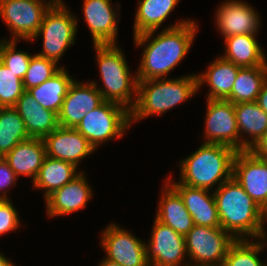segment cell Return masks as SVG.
<instances>
[{
  "instance_id": "cell-37",
  "label": "cell",
  "mask_w": 267,
  "mask_h": 266,
  "mask_svg": "<svg viewBox=\"0 0 267 266\" xmlns=\"http://www.w3.org/2000/svg\"><path fill=\"white\" fill-rule=\"evenodd\" d=\"M256 102L258 103L259 107L267 113V79L264 81L262 89L258 94Z\"/></svg>"
},
{
  "instance_id": "cell-8",
  "label": "cell",
  "mask_w": 267,
  "mask_h": 266,
  "mask_svg": "<svg viewBox=\"0 0 267 266\" xmlns=\"http://www.w3.org/2000/svg\"><path fill=\"white\" fill-rule=\"evenodd\" d=\"M236 239L221 227L194 225L185 235L186 253L191 266H222L229 247Z\"/></svg>"
},
{
  "instance_id": "cell-3",
  "label": "cell",
  "mask_w": 267,
  "mask_h": 266,
  "mask_svg": "<svg viewBox=\"0 0 267 266\" xmlns=\"http://www.w3.org/2000/svg\"><path fill=\"white\" fill-rule=\"evenodd\" d=\"M236 150L231 147L203 143L197 151L180 162V182L182 184L210 190L229 180L233 173Z\"/></svg>"
},
{
  "instance_id": "cell-2",
  "label": "cell",
  "mask_w": 267,
  "mask_h": 266,
  "mask_svg": "<svg viewBox=\"0 0 267 266\" xmlns=\"http://www.w3.org/2000/svg\"><path fill=\"white\" fill-rule=\"evenodd\" d=\"M213 191L221 228L236 240L247 237L266 241L262 208L231 177ZM247 235V237L243 236Z\"/></svg>"
},
{
  "instance_id": "cell-36",
  "label": "cell",
  "mask_w": 267,
  "mask_h": 266,
  "mask_svg": "<svg viewBox=\"0 0 267 266\" xmlns=\"http://www.w3.org/2000/svg\"><path fill=\"white\" fill-rule=\"evenodd\" d=\"M16 178L18 177L10 168L8 162L4 158L0 157V191L12 186V184H16ZM6 194L7 191H3V193L0 194V199H8Z\"/></svg>"
},
{
  "instance_id": "cell-43",
  "label": "cell",
  "mask_w": 267,
  "mask_h": 266,
  "mask_svg": "<svg viewBox=\"0 0 267 266\" xmlns=\"http://www.w3.org/2000/svg\"><path fill=\"white\" fill-rule=\"evenodd\" d=\"M191 264H190V262H188L186 265H184V266H190Z\"/></svg>"
},
{
  "instance_id": "cell-23",
  "label": "cell",
  "mask_w": 267,
  "mask_h": 266,
  "mask_svg": "<svg viewBox=\"0 0 267 266\" xmlns=\"http://www.w3.org/2000/svg\"><path fill=\"white\" fill-rule=\"evenodd\" d=\"M234 108L239 132V151H246L253 147L267 131V113L256 101L234 104ZM244 132L252 139H243L241 134Z\"/></svg>"
},
{
  "instance_id": "cell-1",
  "label": "cell",
  "mask_w": 267,
  "mask_h": 266,
  "mask_svg": "<svg viewBox=\"0 0 267 266\" xmlns=\"http://www.w3.org/2000/svg\"><path fill=\"white\" fill-rule=\"evenodd\" d=\"M197 25L192 20L180 21L155 36L150 31L134 36L137 46L144 47L141 65L136 72L138 81L163 79L186 56L194 40ZM150 41V42H149Z\"/></svg>"
},
{
  "instance_id": "cell-41",
  "label": "cell",
  "mask_w": 267,
  "mask_h": 266,
  "mask_svg": "<svg viewBox=\"0 0 267 266\" xmlns=\"http://www.w3.org/2000/svg\"><path fill=\"white\" fill-rule=\"evenodd\" d=\"M99 266H121V265L104 258V260L100 263Z\"/></svg>"
},
{
  "instance_id": "cell-38",
  "label": "cell",
  "mask_w": 267,
  "mask_h": 266,
  "mask_svg": "<svg viewBox=\"0 0 267 266\" xmlns=\"http://www.w3.org/2000/svg\"><path fill=\"white\" fill-rule=\"evenodd\" d=\"M251 152H267V131L259 141L249 149Z\"/></svg>"
},
{
  "instance_id": "cell-18",
  "label": "cell",
  "mask_w": 267,
  "mask_h": 266,
  "mask_svg": "<svg viewBox=\"0 0 267 266\" xmlns=\"http://www.w3.org/2000/svg\"><path fill=\"white\" fill-rule=\"evenodd\" d=\"M116 10L111 0H84L83 14L94 45L116 44L119 16Z\"/></svg>"
},
{
  "instance_id": "cell-19",
  "label": "cell",
  "mask_w": 267,
  "mask_h": 266,
  "mask_svg": "<svg viewBox=\"0 0 267 266\" xmlns=\"http://www.w3.org/2000/svg\"><path fill=\"white\" fill-rule=\"evenodd\" d=\"M92 198V189L81 172L72 181L54 191L46 200L49 217H58L81 210Z\"/></svg>"
},
{
  "instance_id": "cell-15",
  "label": "cell",
  "mask_w": 267,
  "mask_h": 266,
  "mask_svg": "<svg viewBox=\"0 0 267 266\" xmlns=\"http://www.w3.org/2000/svg\"><path fill=\"white\" fill-rule=\"evenodd\" d=\"M48 157L72 163L78 167L80 159L95 151L89 141L75 128L58 126L43 138Z\"/></svg>"
},
{
  "instance_id": "cell-28",
  "label": "cell",
  "mask_w": 267,
  "mask_h": 266,
  "mask_svg": "<svg viewBox=\"0 0 267 266\" xmlns=\"http://www.w3.org/2000/svg\"><path fill=\"white\" fill-rule=\"evenodd\" d=\"M266 79L267 66L240 68L231 94L225 100L233 104L255 102Z\"/></svg>"
},
{
  "instance_id": "cell-39",
  "label": "cell",
  "mask_w": 267,
  "mask_h": 266,
  "mask_svg": "<svg viewBox=\"0 0 267 266\" xmlns=\"http://www.w3.org/2000/svg\"><path fill=\"white\" fill-rule=\"evenodd\" d=\"M255 156L259 157L260 160L267 166V152H252Z\"/></svg>"
},
{
  "instance_id": "cell-4",
  "label": "cell",
  "mask_w": 267,
  "mask_h": 266,
  "mask_svg": "<svg viewBox=\"0 0 267 266\" xmlns=\"http://www.w3.org/2000/svg\"><path fill=\"white\" fill-rule=\"evenodd\" d=\"M196 75L175 79H150L138 81L137 100L130 111V122L172 109L186 101L198 90Z\"/></svg>"
},
{
  "instance_id": "cell-25",
  "label": "cell",
  "mask_w": 267,
  "mask_h": 266,
  "mask_svg": "<svg viewBox=\"0 0 267 266\" xmlns=\"http://www.w3.org/2000/svg\"><path fill=\"white\" fill-rule=\"evenodd\" d=\"M241 67L233 62L218 57L208 67L205 73L197 76L198 88L203 83L210 85L207 99L225 100L232 91L237 73Z\"/></svg>"
},
{
  "instance_id": "cell-35",
  "label": "cell",
  "mask_w": 267,
  "mask_h": 266,
  "mask_svg": "<svg viewBox=\"0 0 267 266\" xmlns=\"http://www.w3.org/2000/svg\"><path fill=\"white\" fill-rule=\"evenodd\" d=\"M13 203L8 199H0V236L19 227L20 220Z\"/></svg>"
},
{
  "instance_id": "cell-5",
  "label": "cell",
  "mask_w": 267,
  "mask_h": 266,
  "mask_svg": "<svg viewBox=\"0 0 267 266\" xmlns=\"http://www.w3.org/2000/svg\"><path fill=\"white\" fill-rule=\"evenodd\" d=\"M117 46L118 44L94 45L104 87L97 89L104 101L120 104L131 111L137 100L138 79L136 75L132 78L128 62Z\"/></svg>"
},
{
  "instance_id": "cell-42",
  "label": "cell",
  "mask_w": 267,
  "mask_h": 266,
  "mask_svg": "<svg viewBox=\"0 0 267 266\" xmlns=\"http://www.w3.org/2000/svg\"><path fill=\"white\" fill-rule=\"evenodd\" d=\"M262 216L265 220V222L267 221V203L265 204V206L262 208Z\"/></svg>"
},
{
  "instance_id": "cell-20",
  "label": "cell",
  "mask_w": 267,
  "mask_h": 266,
  "mask_svg": "<svg viewBox=\"0 0 267 266\" xmlns=\"http://www.w3.org/2000/svg\"><path fill=\"white\" fill-rule=\"evenodd\" d=\"M14 108L23 119L32 138L43 139L59 126L58 115L43 108L27 90L18 99Z\"/></svg>"
},
{
  "instance_id": "cell-9",
  "label": "cell",
  "mask_w": 267,
  "mask_h": 266,
  "mask_svg": "<svg viewBox=\"0 0 267 266\" xmlns=\"http://www.w3.org/2000/svg\"><path fill=\"white\" fill-rule=\"evenodd\" d=\"M62 0H0V16L12 32V40H32L38 33L44 15Z\"/></svg>"
},
{
  "instance_id": "cell-33",
  "label": "cell",
  "mask_w": 267,
  "mask_h": 266,
  "mask_svg": "<svg viewBox=\"0 0 267 266\" xmlns=\"http://www.w3.org/2000/svg\"><path fill=\"white\" fill-rule=\"evenodd\" d=\"M25 91L23 81L0 61V107H14Z\"/></svg>"
},
{
  "instance_id": "cell-32",
  "label": "cell",
  "mask_w": 267,
  "mask_h": 266,
  "mask_svg": "<svg viewBox=\"0 0 267 266\" xmlns=\"http://www.w3.org/2000/svg\"><path fill=\"white\" fill-rule=\"evenodd\" d=\"M61 68L53 60L46 59L37 54L33 55L28 70L22 80L25 90L42 84L54 76Z\"/></svg>"
},
{
  "instance_id": "cell-26",
  "label": "cell",
  "mask_w": 267,
  "mask_h": 266,
  "mask_svg": "<svg viewBox=\"0 0 267 266\" xmlns=\"http://www.w3.org/2000/svg\"><path fill=\"white\" fill-rule=\"evenodd\" d=\"M80 173L72 163L46 156L33 185L45 190V199L57 189L72 181Z\"/></svg>"
},
{
  "instance_id": "cell-31",
  "label": "cell",
  "mask_w": 267,
  "mask_h": 266,
  "mask_svg": "<svg viewBox=\"0 0 267 266\" xmlns=\"http://www.w3.org/2000/svg\"><path fill=\"white\" fill-rule=\"evenodd\" d=\"M264 241L253 242L249 239L236 240L228 249L222 266H265L258 257Z\"/></svg>"
},
{
  "instance_id": "cell-29",
  "label": "cell",
  "mask_w": 267,
  "mask_h": 266,
  "mask_svg": "<svg viewBox=\"0 0 267 266\" xmlns=\"http://www.w3.org/2000/svg\"><path fill=\"white\" fill-rule=\"evenodd\" d=\"M180 0H140L135 14L134 36L157 31Z\"/></svg>"
},
{
  "instance_id": "cell-13",
  "label": "cell",
  "mask_w": 267,
  "mask_h": 266,
  "mask_svg": "<svg viewBox=\"0 0 267 266\" xmlns=\"http://www.w3.org/2000/svg\"><path fill=\"white\" fill-rule=\"evenodd\" d=\"M104 99L95 82L73 81L64 97L58 114V124L64 128H75L85 114L99 107Z\"/></svg>"
},
{
  "instance_id": "cell-16",
  "label": "cell",
  "mask_w": 267,
  "mask_h": 266,
  "mask_svg": "<svg viewBox=\"0 0 267 266\" xmlns=\"http://www.w3.org/2000/svg\"><path fill=\"white\" fill-rule=\"evenodd\" d=\"M258 13L243 1L221 3L216 13L217 27L224 38L232 35H255L260 26Z\"/></svg>"
},
{
  "instance_id": "cell-14",
  "label": "cell",
  "mask_w": 267,
  "mask_h": 266,
  "mask_svg": "<svg viewBox=\"0 0 267 266\" xmlns=\"http://www.w3.org/2000/svg\"><path fill=\"white\" fill-rule=\"evenodd\" d=\"M232 177L263 208L267 203V166L250 150L238 151L233 160Z\"/></svg>"
},
{
  "instance_id": "cell-6",
  "label": "cell",
  "mask_w": 267,
  "mask_h": 266,
  "mask_svg": "<svg viewBox=\"0 0 267 266\" xmlns=\"http://www.w3.org/2000/svg\"><path fill=\"white\" fill-rule=\"evenodd\" d=\"M130 126L129 110L120 104L104 101L86 113L75 129L96 149L103 142L123 137Z\"/></svg>"
},
{
  "instance_id": "cell-7",
  "label": "cell",
  "mask_w": 267,
  "mask_h": 266,
  "mask_svg": "<svg viewBox=\"0 0 267 266\" xmlns=\"http://www.w3.org/2000/svg\"><path fill=\"white\" fill-rule=\"evenodd\" d=\"M76 19L63 2L50 7L44 15L38 33L32 39L33 41L40 35L43 37V50L37 55L53 60L58 64L66 49L75 44Z\"/></svg>"
},
{
  "instance_id": "cell-30",
  "label": "cell",
  "mask_w": 267,
  "mask_h": 266,
  "mask_svg": "<svg viewBox=\"0 0 267 266\" xmlns=\"http://www.w3.org/2000/svg\"><path fill=\"white\" fill-rule=\"evenodd\" d=\"M29 138L18 111L14 107H0V157L4 158L17 144Z\"/></svg>"
},
{
  "instance_id": "cell-10",
  "label": "cell",
  "mask_w": 267,
  "mask_h": 266,
  "mask_svg": "<svg viewBox=\"0 0 267 266\" xmlns=\"http://www.w3.org/2000/svg\"><path fill=\"white\" fill-rule=\"evenodd\" d=\"M101 245L106 259L121 266H150L146 243L116 224H110L102 233Z\"/></svg>"
},
{
  "instance_id": "cell-34",
  "label": "cell",
  "mask_w": 267,
  "mask_h": 266,
  "mask_svg": "<svg viewBox=\"0 0 267 266\" xmlns=\"http://www.w3.org/2000/svg\"><path fill=\"white\" fill-rule=\"evenodd\" d=\"M17 41L3 40L0 49V61L23 80L31 60L32 55L28 52L17 51L15 48Z\"/></svg>"
},
{
  "instance_id": "cell-27",
  "label": "cell",
  "mask_w": 267,
  "mask_h": 266,
  "mask_svg": "<svg viewBox=\"0 0 267 266\" xmlns=\"http://www.w3.org/2000/svg\"><path fill=\"white\" fill-rule=\"evenodd\" d=\"M74 81L63 67L42 84L27 91L43 107L59 114L68 88Z\"/></svg>"
},
{
  "instance_id": "cell-11",
  "label": "cell",
  "mask_w": 267,
  "mask_h": 266,
  "mask_svg": "<svg viewBox=\"0 0 267 266\" xmlns=\"http://www.w3.org/2000/svg\"><path fill=\"white\" fill-rule=\"evenodd\" d=\"M205 139L203 143L221 144L239 151L234 104L228 100L207 99Z\"/></svg>"
},
{
  "instance_id": "cell-21",
  "label": "cell",
  "mask_w": 267,
  "mask_h": 266,
  "mask_svg": "<svg viewBox=\"0 0 267 266\" xmlns=\"http://www.w3.org/2000/svg\"><path fill=\"white\" fill-rule=\"evenodd\" d=\"M46 156L43 139L31 137L17 144L4 159L17 177L29 176L34 181Z\"/></svg>"
},
{
  "instance_id": "cell-12",
  "label": "cell",
  "mask_w": 267,
  "mask_h": 266,
  "mask_svg": "<svg viewBox=\"0 0 267 266\" xmlns=\"http://www.w3.org/2000/svg\"><path fill=\"white\" fill-rule=\"evenodd\" d=\"M148 244L146 254L150 266H180L186 257L185 236L156 219Z\"/></svg>"
},
{
  "instance_id": "cell-40",
  "label": "cell",
  "mask_w": 267,
  "mask_h": 266,
  "mask_svg": "<svg viewBox=\"0 0 267 266\" xmlns=\"http://www.w3.org/2000/svg\"><path fill=\"white\" fill-rule=\"evenodd\" d=\"M0 266H15L9 259H6L0 252Z\"/></svg>"
},
{
  "instance_id": "cell-24",
  "label": "cell",
  "mask_w": 267,
  "mask_h": 266,
  "mask_svg": "<svg viewBox=\"0 0 267 266\" xmlns=\"http://www.w3.org/2000/svg\"><path fill=\"white\" fill-rule=\"evenodd\" d=\"M255 37L248 34L226 37V51L221 57L241 68L267 66L265 54Z\"/></svg>"
},
{
  "instance_id": "cell-22",
  "label": "cell",
  "mask_w": 267,
  "mask_h": 266,
  "mask_svg": "<svg viewBox=\"0 0 267 266\" xmlns=\"http://www.w3.org/2000/svg\"><path fill=\"white\" fill-rule=\"evenodd\" d=\"M155 219L185 236L194 226L180 195L166 182Z\"/></svg>"
},
{
  "instance_id": "cell-17",
  "label": "cell",
  "mask_w": 267,
  "mask_h": 266,
  "mask_svg": "<svg viewBox=\"0 0 267 266\" xmlns=\"http://www.w3.org/2000/svg\"><path fill=\"white\" fill-rule=\"evenodd\" d=\"M171 177L165 179L181 197L189 211L194 225L221 227L214 194L203 188L191 187L182 183L171 182ZM171 182V183H170Z\"/></svg>"
}]
</instances>
